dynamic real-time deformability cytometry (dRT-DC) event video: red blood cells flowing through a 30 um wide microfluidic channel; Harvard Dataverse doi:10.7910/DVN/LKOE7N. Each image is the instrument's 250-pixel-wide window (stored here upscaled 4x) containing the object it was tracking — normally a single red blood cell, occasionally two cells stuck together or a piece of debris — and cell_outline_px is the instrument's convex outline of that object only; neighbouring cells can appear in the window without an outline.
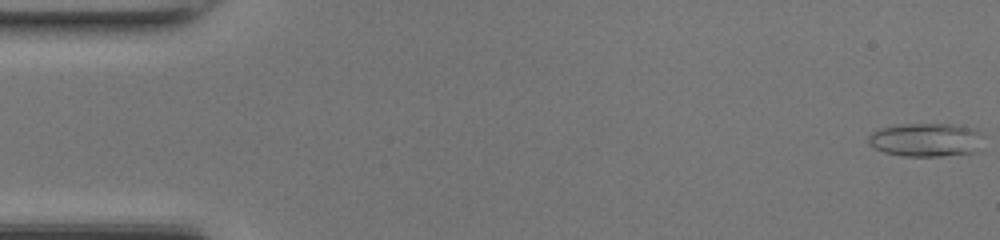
{"species": "common noctule bat (a hibernating species)", "species_latin": "Nyctalus noctula", "temperature_condition": "room temperature", "stored_images_in_passage": 48, "camera_frame_rate_fps": 3000, "um_per_image_px": 0.085, "animal": {"sex": "female", "body_mass_g": 17.0, "forearm_length_mm": 48.0}, "frame": {"image": 1, "passage_image": 1, "time_ms": 0.0, "image_size_px": [1000, 240], "cell_outline_px": [[984, 136], [976, 152], [940, 156], [904, 156], [884, 152], [868, 144], [868, 136], [872, 132], [880, 128], [896, 124], [956, 124], [972, 128], [980, 132]], "centroid_in_image_um": [78.71, 11.87], "position_along_channel_um": 6.3, "area_um2": 22.66}}
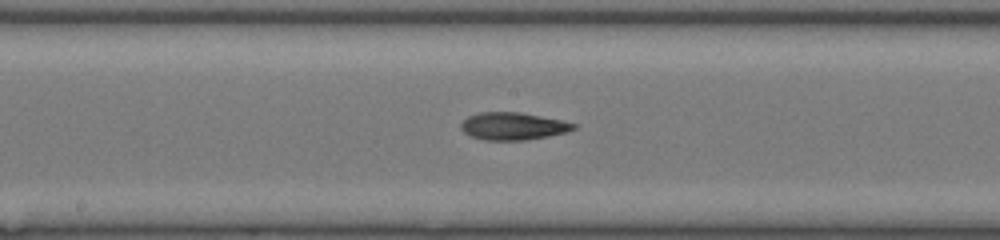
{"frame": {"image": 2, "passage_image": 25, "time_ms": 8.0, "image_size_px": [1000, 240], "cell_outline_px": [[576, 128], [568, 132], [528, 140], [484, 140], [472, 136], [464, 132], [460, 128], [460, 124], [468, 116], [480, 112], [520, 112], [564, 120], [576, 124]], "centroid_in_image_um": [43.63, 10.72], "position_along_channel_um": 204.6, "area_um2": 18.15}}
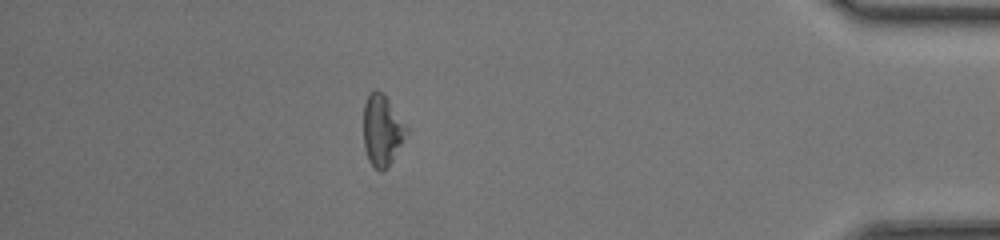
{"frame": {"image": 3, "passage_image": 42, "time_ms": 13.667, "image_size_px": [1000, 240], "cell_outline_px": [[408, 132], [392, 160], [384, 172], [380, 172], [368, 160], [364, 148], [364, 104], [368, 96], [376, 88], [384, 92], [408, 128]], "centroid_in_image_um": [32.48, 11.06], "position_along_channel_um": 402.7, "area_um2": 17.8}, "authors_computed_cell_mechanics": {"area_um2": 18.1781, "velocity_mm_per_s": 4.3601, "shape_relaxation_time_tau1_ms": 9.5226, "shape_relaxation_time_tau2_ms": 3.1429, "deformation_change_tau1": 0.2603, "deformation_change_tau2": 0.1011}}